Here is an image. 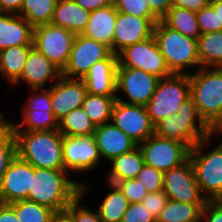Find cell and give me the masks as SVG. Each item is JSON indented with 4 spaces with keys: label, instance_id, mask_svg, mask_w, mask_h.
Wrapping results in <instances>:
<instances>
[{
    "label": "cell",
    "instance_id": "38",
    "mask_svg": "<svg viewBox=\"0 0 222 222\" xmlns=\"http://www.w3.org/2000/svg\"><path fill=\"white\" fill-rule=\"evenodd\" d=\"M117 11L147 19H158L150 10L146 0H114Z\"/></svg>",
    "mask_w": 222,
    "mask_h": 222
},
{
    "label": "cell",
    "instance_id": "13",
    "mask_svg": "<svg viewBox=\"0 0 222 222\" xmlns=\"http://www.w3.org/2000/svg\"><path fill=\"white\" fill-rule=\"evenodd\" d=\"M62 149L64 170L68 174L70 172H89L103 162L94 134L88 136L63 135Z\"/></svg>",
    "mask_w": 222,
    "mask_h": 222
},
{
    "label": "cell",
    "instance_id": "12",
    "mask_svg": "<svg viewBox=\"0 0 222 222\" xmlns=\"http://www.w3.org/2000/svg\"><path fill=\"white\" fill-rule=\"evenodd\" d=\"M159 80L160 78L157 76L141 69L117 67L116 100L126 104L146 106L151 100ZM120 91L129 101L118 96Z\"/></svg>",
    "mask_w": 222,
    "mask_h": 222
},
{
    "label": "cell",
    "instance_id": "40",
    "mask_svg": "<svg viewBox=\"0 0 222 222\" xmlns=\"http://www.w3.org/2000/svg\"><path fill=\"white\" fill-rule=\"evenodd\" d=\"M196 15L201 34L222 31V26H219L218 10H214L210 3L196 12Z\"/></svg>",
    "mask_w": 222,
    "mask_h": 222
},
{
    "label": "cell",
    "instance_id": "21",
    "mask_svg": "<svg viewBox=\"0 0 222 222\" xmlns=\"http://www.w3.org/2000/svg\"><path fill=\"white\" fill-rule=\"evenodd\" d=\"M94 136L101 159L108 162L138 146L112 121L96 126Z\"/></svg>",
    "mask_w": 222,
    "mask_h": 222
},
{
    "label": "cell",
    "instance_id": "48",
    "mask_svg": "<svg viewBox=\"0 0 222 222\" xmlns=\"http://www.w3.org/2000/svg\"><path fill=\"white\" fill-rule=\"evenodd\" d=\"M83 9L92 12L94 10L114 5V0H74Z\"/></svg>",
    "mask_w": 222,
    "mask_h": 222
},
{
    "label": "cell",
    "instance_id": "46",
    "mask_svg": "<svg viewBox=\"0 0 222 222\" xmlns=\"http://www.w3.org/2000/svg\"><path fill=\"white\" fill-rule=\"evenodd\" d=\"M151 12L161 20L172 7V0H146Z\"/></svg>",
    "mask_w": 222,
    "mask_h": 222
},
{
    "label": "cell",
    "instance_id": "53",
    "mask_svg": "<svg viewBox=\"0 0 222 222\" xmlns=\"http://www.w3.org/2000/svg\"><path fill=\"white\" fill-rule=\"evenodd\" d=\"M214 10H218L219 26H222V0H210Z\"/></svg>",
    "mask_w": 222,
    "mask_h": 222
},
{
    "label": "cell",
    "instance_id": "29",
    "mask_svg": "<svg viewBox=\"0 0 222 222\" xmlns=\"http://www.w3.org/2000/svg\"><path fill=\"white\" fill-rule=\"evenodd\" d=\"M106 184L111 191L100 201L98 214L103 222H121L130 203L116 184Z\"/></svg>",
    "mask_w": 222,
    "mask_h": 222
},
{
    "label": "cell",
    "instance_id": "51",
    "mask_svg": "<svg viewBox=\"0 0 222 222\" xmlns=\"http://www.w3.org/2000/svg\"><path fill=\"white\" fill-rule=\"evenodd\" d=\"M0 222H20L15 210L9 204L0 203Z\"/></svg>",
    "mask_w": 222,
    "mask_h": 222
},
{
    "label": "cell",
    "instance_id": "44",
    "mask_svg": "<svg viewBox=\"0 0 222 222\" xmlns=\"http://www.w3.org/2000/svg\"><path fill=\"white\" fill-rule=\"evenodd\" d=\"M168 200V196L162 190L159 192H149L142 200V203L157 219Z\"/></svg>",
    "mask_w": 222,
    "mask_h": 222
},
{
    "label": "cell",
    "instance_id": "11",
    "mask_svg": "<svg viewBox=\"0 0 222 222\" xmlns=\"http://www.w3.org/2000/svg\"><path fill=\"white\" fill-rule=\"evenodd\" d=\"M163 192L170 200L190 204H205L196 181L192 162L188 158L181 165L163 173Z\"/></svg>",
    "mask_w": 222,
    "mask_h": 222
},
{
    "label": "cell",
    "instance_id": "52",
    "mask_svg": "<svg viewBox=\"0 0 222 222\" xmlns=\"http://www.w3.org/2000/svg\"><path fill=\"white\" fill-rule=\"evenodd\" d=\"M50 222H73L72 214L67 209L54 211Z\"/></svg>",
    "mask_w": 222,
    "mask_h": 222
},
{
    "label": "cell",
    "instance_id": "1",
    "mask_svg": "<svg viewBox=\"0 0 222 222\" xmlns=\"http://www.w3.org/2000/svg\"><path fill=\"white\" fill-rule=\"evenodd\" d=\"M69 174L64 169L52 170L35 168L31 188L27 200L39 205L59 211L67 206L81 193L79 181L69 179Z\"/></svg>",
    "mask_w": 222,
    "mask_h": 222
},
{
    "label": "cell",
    "instance_id": "42",
    "mask_svg": "<svg viewBox=\"0 0 222 222\" xmlns=\"http://www.w3.org/2000/svg\"><path fill=\"white\" fill-rule=\"evenodd\" d=\"M33 93L23 106V110H52L50 88L31 89Z\"/></svg>",
    "mask_w": 222,
    "mask_h": 222
},
{
    "label": "cell",
    "instance_id": "43",
    "mask_svg": "<svg viewBox=\"0 0 222 222\" xmlns=\"http://www.w3.org/2000/svg\"><path fill=\"white\" fill-rule=\"evenodd\" d=\"M121 222H157V219L142 202L130 203Z\"/></svg>",
    "mask_w": 222,
    "mask_h": 222
},
{
    "label": "cell",
    "instance_id": "50",
    "mask_svg": "<svg viewBox=\"0 0 222 222\" xmlns=\"http://www.w3.org/2000/svg\"><path fill=\"white\" fill-rule=\"evenodd\" d=\"M23 0H0V12L19 15Z\"/></svg>",
    "mask_w": 222,
    "mask_h": 222
},
{
    "label": "cell",
    "instance_id": "49",
    "mask_svg": "<svg viewBox=\"0 0 222 222\" xmlns=\"http://www.w3.org/2000/svg\"><path fill=\"white\" fill-rule=\"evenodd\" d=\"M222 133V107L219 112L212 118V120L207 124L206 136L209 139H213L214 135Z\"/></svg>",
    "mask_w": 222,
    "mask_h": 222
},
{
    "label": "cell",
    "instance_id": "2",
    "mask_svg": "<svg viewBox=\"0 0 222 222\" xmlns=\"http://www.w3.org/2000/svg\"><path fill=\"white\" fill-rule=\"evenodd\" d=\"M17 156L35 168L64 169L63 135L59 130L13 131Z\"/></svg>",
    "mask_w": 222,
    "mask_h": 222
},
{
    "label": "cell",
    "instance_id": "18",
    "mask_svg": "<svg viewBox=\"0 0 222 222\" xmlns=\"http://www.w3.org/2000/svg\"><path fill=\"white\" fill-rule=\"evenodd\" d=\"M33 165L16 156L9 164L0 186V203L27 200L31 188Z\"/></svg>",
    "mask_w": 222,
    "mask_h": 222
},
{
    "label": "cell",
    "instance_id": "41",
    "mask_svg": "<svg viewBox=\"0 0 222 222\" xmlns=\"http://www.w3.org/2000/svg\"><path fill=\"white\" fill-rule=\"evenodd\" d=\"M116 185L122 191L123 195L128 199L129 203L142 202L144 197L148 194L147 189L137 178L124 179L118 181Z\"/></svg>",
    "mask_w": 222,
    "mask_h": 222
},
{
    "label": "cell",
    "instance_id": "17",
    "mask_svg": "<svg viewBox=\"0 0 222 222\" xmlns=\"http://www.w3.org/2000/svg\"><path fill=\"white\" fill-rule=\"evenodd\" d=\"M53 83L49 86L52 112L59 122L71 110L82 106L88 92L83 79L61 76Z\"/></svg>",
    "mask_w": 222,
    "mask_h": 222
},
{
    "label": "cell",
    "instance_id": "54",
    "mask_svg": "<svg viewBox=\"0 0 222 222\" xmlns=\"http://www.w3.org/2000/svg\"><path fill=\"white\" fill-rule=\"evenodd\" d=\"M7 118H0V132L7 126Z\"/></svg>",
    "mask_w": 222,
    "mask_h": 222
},
{
    "label": "cell",
    "instance_id": "39",
    "mask_svg": "<svg viewBox=\"0 0 222 222\" xmlns=\"http://www.w3.org/2000/svg\"><path fill=\"white\" fill-rule=\"evenodd\" d=\"M136 178L145 186L148 193L163 190V172L152 166L144 164Z\"/></svg>",
    "mask_w": 222,
    "mask_h": 222
},
{
    "label": "cell",
    "instance_id": "14",
    "mask_svg": "<svg viewBox=\"0 0 222 222\" xmlns=\"http://www.w3.org/2000/svg\"><path fill=\"white\" fill-rule=\"evenodd\" d=\"M111 53V49L105 44L82 34L76 35L62 76L82 79L94 63L106 59Z\"/></svg>",
    "mask_w": 222,
    "mask_h": 222
},
{
    "label": "cell",
    "instance_id": "3",
    "mask_svg": "<svg viewBox=\"0 0 222 222\" xmlns=\"http://www.w3.org/2000/svg\"><path fill=\"white\" fill-rule=\"evenodd\" d=\"M153 36L172 74H189L187 70L200 68L197 40L167 27L161 20L155 24Z\"/></svg>",
    "mask_w": 222,
    "mask_h": 222
},
{
    "label": "cell",
    "instance_id": "8",
    "mask_svg": "<svg viewBox=\"0 0 222 222\" xmlns=\"http://www.w3.org/2000/svg\"><path fill=\"white\" fill-rule=\"evenodd\" d=\"M75 34L51 23L34 28L33 45L61 71L67 66Z\"/></svg>",
    "mask_w": 222,
    "mask_h": 222
},
{
    "label": "cell",
    "instance_id": "7",
    "mask_svg": "<svg viewBox=\"0 0 222 222\" xmlns=\"http://www.w3.org/2000/svg\"><path fill=\"white\" fill-rule=\"evenodd\" d=\"M189 98V74H172L161 78L146 105L151 122L156 125L162 119L177 113L179 106Z\"/></svg>",
    "mask_w": 222,
    "mask_h": 222
},
{
    "label": "cell",
    "instance_id": "9",
    "mask_svg": "<svg viewBox=\"0 0 222 222\" xmlns=\"http://www.w3.org/2000/svg\"><path fill=\"white\" fill-rule=\"evenodd\" d=\"M118 67L141 69L160 79L172 75L154 36L122 50L118 54Z\"/></svg>",
    "mask_w": 222,
    "mask_h": 222
},
{
    "label": "cell",
    "instance_id": "33",
    "mask_svg": "<svg viewBox=\"0 0 222 222\" xmlns=\"http://www.w3.org/2000/svg\"><path fill=\"white\" fill-rule=\"evenodd\" d=\"M58 0H23L19 13L35 28L49 24L53 17L54 7Z\"/></svg>",
    "mask_w": 222,
    "mask_h": 222
},
{
    "label": "cell",
    "instance_id": "28",
    "mask_svg": "<svg viewBox=\"0 0 222 222\" xmlns=\"http://www.w3.org/2000/svg\"><path fill=\"white\" fill-rule=\"evenodd\" d=\"M161 21L186 37L198 40L201 35L196 12L172 6Z\"/></svg>",
    "mask_w": 222,
    "mask_h": 222
},
{
    "label": "cell",
    "instance_id": "31",
    "mask_svg": "<svg viewBox=\"0 0 222 222\" xmlns=\"http://www.w3.org/2000/svg\"><path fill=\"white\" fill-rule=\"evenodd\" d=\"M205 204H190L168 200L160 212L157 222H201Z\"/></svg>",
    "mask_w": 222,
    "mask_h": 222
},
{
    "label": "cell",
    "instance_id": "26",
    "mask_svg": "<svg viewBox=\"0 0 222 222\" xmlns=\"http://www.w3.org/2000/svg\"><path fill=\"white\" fill-rule=\"evenodd\" d=\"M23 119L20 122L7 120V126L12 131H51L59 130V122L52 110H22ZM24 127V128H23Z\"/></svg>",
    "mask_w": 222,
    "mask_h": 222
},
{
    "label": "cell",
    "instance_id": "34",
    "mask_svg": "<svg viewBox=\"0 0 222 222\" xmlns=\"http://www.w3.org/2000/svg\"><path fill=\"white\" fill-rule=\"evenodd\" d=\"M95 128L81 107L71 110L59 121V131L62 135L88 136L94 134Z\"/></svg>",
    "mask_w": 222,
    "mask_h": 222
},
{
    "label": "cell",
    "instance_id": "16",
    "mask_svg": "<svg viewBox=\"0 0 222 222\" xmlns=\"http://www.w3.org/2000/svg\"><path fill=\"white\" fill-rule=\"evenodd\" d=\"M159 19H147L117 12L113 36V53L118 55L126 47L153 36L154 26Z\"/></svg>",
    "mask_w": 222,
    "mask_h": 222
},
{
    "label": "cell",
    "instance_id": "10",
    "mask_svg": "<svg viewBox=\"0 0 222 222\" xmlns=\"http://www.w3.org/2000/svg\"><path fill=\"white\" fill-rule=\"evenodd\" d=\"M138 147L143 154L144 164L163 173L184 163L190 152L185 144L156 134L151 135Z\"/></svg>",
    "mask_w": 222,
    "mask_h": 222
},
{
    "label": "cell",
    "instance_id": "4",
    "mask_svg": "<svg viewBox=\"0 0 222 222\" xmlns=\"http://www.w3.org/2000/svg\"><path fill=\"white\" fill-rule=\"evenodd\" d=\"M207 124L200 117L193 99L182 103L177 113L164 118L155 125V134L185 144L190 150L207 138Z\"/></svg>",
    "mask_w": 222,
    "mask_h": 222
},
{
    "label": "cell",
    "instance_id": "20",
    "mask_svg": "<svg viewBox=\"0 0 222 222\" xmlns=\"http://www.w3.org/2000/svg\"><path fill=\"white\" fill-rule=\"evenodd\" d=\"M118 55L111 53L106 59L94 63L82 78L88 93L102 96H117Z\"/></svg>",
    "mask_w": 222,
    "mask_h": 222
},
{
    "label": "cell",
    "instance_id": "24",
    "mask_svg": "<svg viewBox=\"0 0 222 222\" xmlns=\"http://www.w3.org/2000/svg\"><path fill=\"white\" fill-rule=\"evenodd\" d=\"M89 18L90 12L74 0H58L50 23L79 35L86 29Z\"/></svg>",
    "mask_w": 222,
    "mask_h": 222
},
{
    "label": "cell",
    "instance_id": "36",
    "mask_svg": "<svg viewBox=\"0 0 222 222\" xmlns=\"http://www.w3.org/2000/svg\"><path fill=\"white\" fill-rule=\"evenodd\" d=\"M17 156L14 132L6 126L0 132V186L10 162Z\"/></svg>",
    "mask_w": 222,
    "mask_h": 222
},
{
    "label": "cell",
    "instance_id": "37",
    "mask_svg": "<svg viewBox=\"0 0 222 222\" xmlns=\"http://www.w3.org/2000/svg\"><path fill=\"white\" fill-rule=\"evenodd\" d=\"M88 185L81 186V193L67 206V210L72 214L73 222H103L97 210H90L81 205L84 196L88 193Z\"/></svg>",
    "mask_w": 222,
    "mask_h": 222
},
{
    "label": "cell",
    "instance_id": "23",
    "mask_svg": "<svg viewBox=\"0 0 222 222\" xmlns=\"http://www.w3.org/2000/svg\"><path fill=\"white\" fill-rule=\"evenodd\" d=\"M117 12L114 5L90 12V18L82 35L105 44L113 53V36Z\"/></svg>",
    "mask_w": 222,
    "mask_h": 222
},
{
    "label": "cell",
    "instance_id": "35",
    "mask_svg": "<svg viewBox=\"0 0 222 222\" xmlns=\"http://www.w3.org/2000/svg\"><path fill=\"white\" fill-rule=\"evenodd\" d=\"M16 212L20 222H50L52 209L29 200L9 204Z\"/></svg>",
    "mask_w": 222,
    "mask_h": 222
},
{
    "label": "cell",
    "instance_id": "19",
    "mask_svg": "<svg viewBox=\"0 0 222 222\" xmlns=\"http://www.w3.org/2000/svg\"><path fill=\"white\" fill-rule=\"evenodd\" d=\"M61 76L62 71L33 47L20 77L12 85L16 86L22 80L30 89L49 88L47 83L56 82Z\"/></svg>",
    "mask_w": 222,
    "mask_h": 222
},
{
    "label": "cell",
    "instance_id": "15",
    "mask_svg": "<svg viewBox=\"0 0 222 222\" xmlns=\"http://www.w3.org/2000/svg\"><path fill=\"white\" fill-rule=\"evenodd\" d=\"M111 121L137 145L155 134V125L151 122L146 106L131 105L116 100Z\"/></svg>",
    "mask_w": 222,
    "mask_h": 222
},
{
    "label": "cell",
    "instance_id": "55",
    "mask_svg": "<svg viewBox=\"0 0 222 222\" xmlns=\"http://www.w3.org/2000/svg\"><path fill=\"white\" fill-rule=\"evenodd\" d=\"M0 118H5L2 113H0Z\"/></svg>",
    "mask_w": 222,
    "mask_h": 222
},
{
    "label": "cell",
    "instance_id": "30",
    "mask_svg": "<svg viewBox=\"0 0 222 222\" xmlns=\"http://www.w3.org/2000/svg\"><path fill=\"white\" fill-rule=\"evenodd\" d=\"M201 67L222 68V31L201 34L197 40Z\"/></svg>",
    "mask_w": 222,
    "mask_h": 222
},
{
    "label": "cell",
    "instance_id": "25",
    "mask_svg": "<svg viewBox=\"0 0 222 222\" xmlns=\"http://www.w3.org/2000/svg\"><path fill=\"white\" fill-rule=\"evenodd\" d=\"M109 162L112 165L110 167L111 170L107 171L105 177L106 182L112 184H116L124 179L136 178L144 166L143 154L138 146L128 153L113 158Z\"/></svg>",
    "mask_w": 222,
    "mask_h": 222
},
{
    "label": "cell",
    "instance_id": "45",
    "mask_svg": "<svg viewBox=\"0 0 222 222\" xmlns=\"http://www.w3.org/2000/svg\"><path fill=\"white\" fill-rule=\"evenodd\" d=\"M222 222V200H207L202 210L201 222Z\"/></svg>",
    "mask_w": 222,
    "mask_h": 222
},
{
    "label": "cell",
    "instance_id": "5",
    "mask_svg": "<svg viewBox=\"0 0 222 222\" xmlns=\"http://www.w3.org/2000/svg\"><path fill=\"white\" fill-rule=\"evenodd\" d=\"M210 142L212 140L209 138L201 140L190 150L189 159L201 194L207 200H222V140L207 152Z\"/></svg>",
    "mask_w": 222,
    "mask_h": 222
},
{
    "label": "cell",
    "instance_id": "27",
    "mask_svg": "<svg viewBox=\"0 0 222 222\" xmlns=\"http://www.w3.org/2000/svg\"><path fill=\"white\" fill-rule=\"evenodd\" d=\"M34 45L12 46L0 52V73L11 85L20 77Z\"/></svg>",
    "mask_w": 222,
    "mask_h": 222
},
{
    "label": "cell",
    "instance_id": "47",
    "mask_svg": "<svg viewBox=\"0 0 222 222\" xmlns=\"http://www.w3.org/2000/svg\"><path fill=\"white\" fill-rule=\"evenodd\" d=\"M209 3L210 0H172V6L188 9L194 12L200 11Z\"/></svg>",
    "mask_w": 222,
    "mask_h": 222
},
{
    "label": "cell",
    "instance_id": "32",
    "mask_svg": "<svg viewBox=\"0 0 222 222\" xmlns=\"http://www.w3.org/2000/svg\"><path fill=\"white\" fill-rule=\"evenodd\" d=\"M116 96H102L87 93L81 106L95 126L110 122Z\"/></svg>",
    "mask_w": 222,
    "mask_h": 222
},
{
    "label": "cell",
    "instance_id": "6",
    "mask_svg": "<svg viewBox=\"0 0 222 222\" xmlns=\"http://www.w3.org/2000/svg\"><path fill=\"white\" fill-rule=\"evenodd\" d=\"M189 73L190 97L208 124L222 107V68L201 67Z\"/></svg>",
    "mask_w": 222,
    "mask_h": 222
},
{
    "label": "cell",
    "instance_id": "22",
    "mask_svg": "<svg viewBox=\"0 0 222 222\" xmlns=\"http://www.w3.org/2000/svg\"><path fill=\"white\" fill-rule=\"evenodd\" d=\"M34 28L20 15L0 12V52L12 46L33 45Z\"/></svg>",
    "mask_w": 222,
    "mask_h": 222
}]
</instances>
